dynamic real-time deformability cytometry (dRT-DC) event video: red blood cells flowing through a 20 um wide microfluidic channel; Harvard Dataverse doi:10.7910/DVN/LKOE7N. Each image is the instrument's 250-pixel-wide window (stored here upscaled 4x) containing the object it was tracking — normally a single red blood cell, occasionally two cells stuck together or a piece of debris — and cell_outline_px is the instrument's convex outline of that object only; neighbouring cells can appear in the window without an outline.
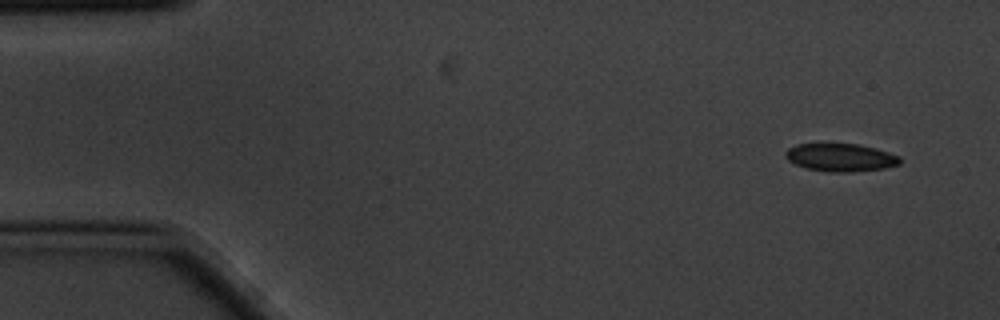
{"species": "common noctule bat (a hibernating species)", "species_latin": "Nyctalus noctula", "temperature_condition": "cold", "stored_images_in_passage": 6, "camera_frame_rate_fps": 3000, "um_per_image_px": 0.085, "animal": {"sex": "male", "body_mass_g": 20.1, "forearm_length_mm": 53.5}, "frame": {"image": 1, "passage_image": 1, "time_ms": 0.0, "image_size_px": [1000, 320], "cell_outline_px": [[900, 164], [884, 168], [848, 172], [828, 172], [808, 168], [796, 164], [788, 160], [784, 156], [784, 152], [788, 148], [796, 144], [820, 140], [860, 144], [876, 148], [900, 156]], "centroid_in_image_um": [71.38, 13.32], "position_along_channel_um": 13.6, "area_um2": 19.48}}